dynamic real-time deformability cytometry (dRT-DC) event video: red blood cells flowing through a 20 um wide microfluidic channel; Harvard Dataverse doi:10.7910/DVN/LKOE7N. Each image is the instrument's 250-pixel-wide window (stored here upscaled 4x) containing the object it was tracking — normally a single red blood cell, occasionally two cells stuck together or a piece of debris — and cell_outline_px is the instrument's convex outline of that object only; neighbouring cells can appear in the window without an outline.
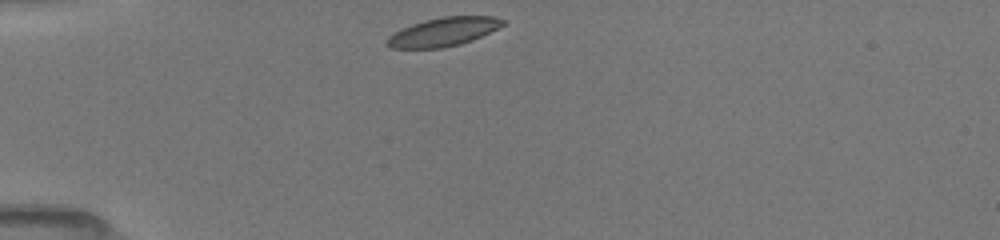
{"species": "common noctule bat (a hibernating species)", "species_latin": "Nyctalus noctula", "temperature_condition": "room temperature", "stored_images_in_passage": 38, "camera_frame_rate_fps": 3000, "um_per_image_px": 0.085, "animal": {"sex": "female", "body_mass_g": 19.5, "forearm_length_mm": 54.1}, "frame": {"image": 1, "passage_image": 1, "time_ms": 0.0, "image_size_px": [1000, 240], "cell_outline_px": [[504, 24], [472, 40], [460, 44], [440, 48], [392, 48], [384, 44], [384, 40], [388, 36], [412, 24], [424, 20], [444, 16], [492, 16], [504, 20]], "centroid_in_image_um": [37.63, 2.71], "position_along_channel_um": 47.4, "area_um2": 19.07}}
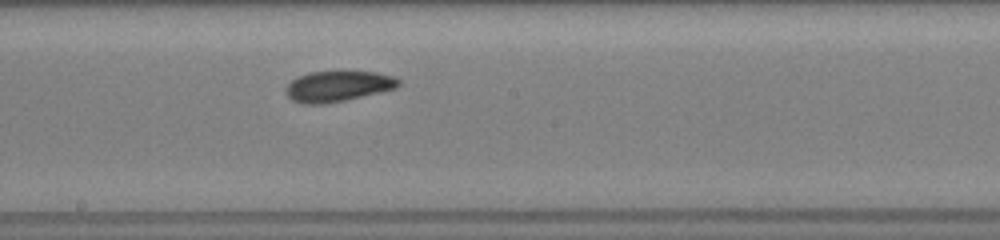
{"frame": {"image": 2, "passage_image": 16, "time_ms": 5.0, "image_size_px": [1000, 240], "cell_outline_px": [[400, 84], [396, 88], [380, 92], [344, 100], [324, 104], [304, 104], [292, 100], [284, 92], [284, 88], [296, 76], [308, 72], [376, 72], [392, 76], [400, 80]], "centroid_in_image_um": [28.67, 7.33], "position_along_channel_um": 219.5, "area_um2": 20.06}}
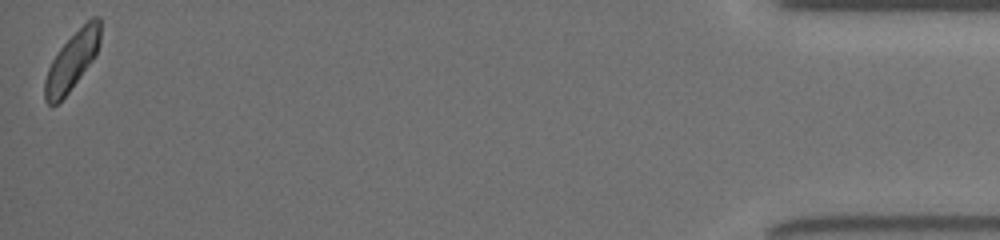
{"frame": {"image": 3, "passage_image": 38, "time_ms": 12.333, "image_size_px": [1000, 240], "cell_outline_px": [[100, 40], [96, 52], [92, 60], [68, 92], [56, 104], [48, 104], [44, 100], [44, 80], [48, 68], [52, 60], [60, 48], [92, 16], [100, 16]], "centroid_in_image_um": [6.1, 5.18], "position_along_channel_um": 429.1, "area_um2": 18.15}, "authors_computed_cell_mechanics": {"area_um2": 19.7965, "velocity_mm_per_s": 3.9852, "shape_relaxation_time_tau1_ms": 2.0971, "shape_relaxation_time_tau2_ms": 4.8152, "deformation_change_tau1": 0.0844, "deformation_change_tau2": 0.1031}}